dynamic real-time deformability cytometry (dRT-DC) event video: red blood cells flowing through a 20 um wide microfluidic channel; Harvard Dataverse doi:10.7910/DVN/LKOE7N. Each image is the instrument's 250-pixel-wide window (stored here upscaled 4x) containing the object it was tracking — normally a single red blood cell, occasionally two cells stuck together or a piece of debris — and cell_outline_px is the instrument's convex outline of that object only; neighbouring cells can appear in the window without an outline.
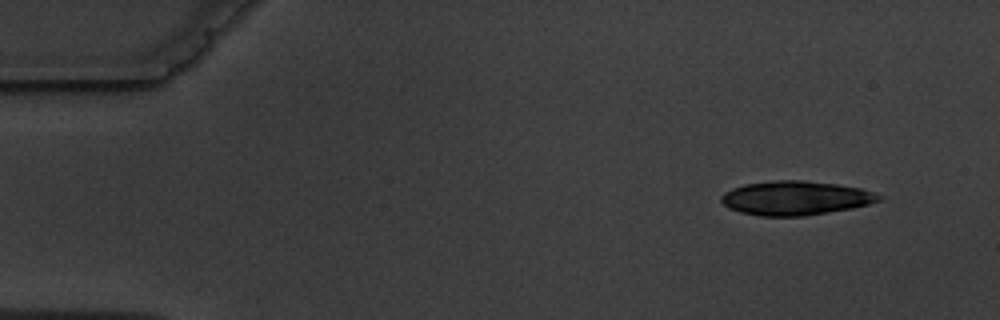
{"species": "common noctule bat (a hibernating species)", "species_latin": "Nyctalus noctula", "temperature_condition": "warm", "stored_images_in_passage": 6, "camera_frame_rate_fps": 3000, "um_per_image_px": 0.085, "animal": {"sex": "male", "body_mass_g": 19.5, "forearm_length_mm": 54.6}, "frame": {"image": 1, "passage_image": 1, "time_ms": 0.0, "image_size_px": [1000, 320], "cell_outline_px": [[884, 196], [880, 200], [868, 204], [852, 208], [804, 216], [760, 216], [740, 212], [728, 208], [720, 200], [720, 196], [724, 192], [732, 188], [744, 184], [776, 180], [804, 180], [836, 184], [860, 188], [876, 192]], "centroid_in_image_um": [67.61, 16.83], "position_along_channel_um": 17.4, "area_um2": 31.44}}
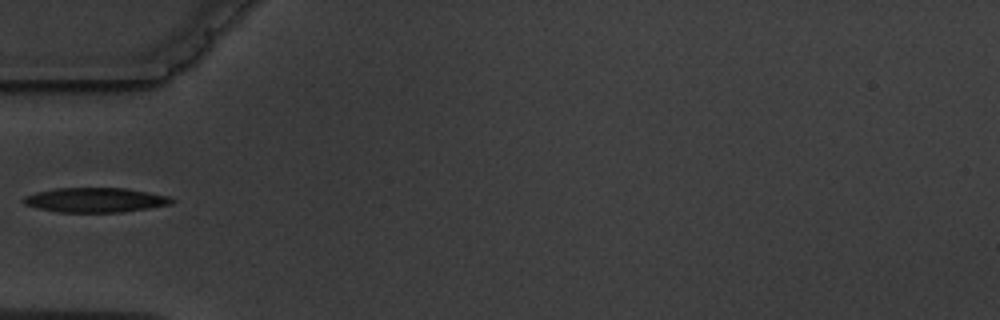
{"frame": {"image": 2, "passage_image": 5, "time_ms": 4.667, "image_size_px": [1000, 320], "cell_outline_px": [[176, 200], [172, 204], [124, 212], [60, 212], [40, 208], [24, 204], [20, 200], [24, 196], [36, 192], [56, 188], [128, 188], [168, 196]], "centroid_in_image_um": [8.11, 16.99], "position_along_channel_um": 76.9, "area_um2": 21.27}}
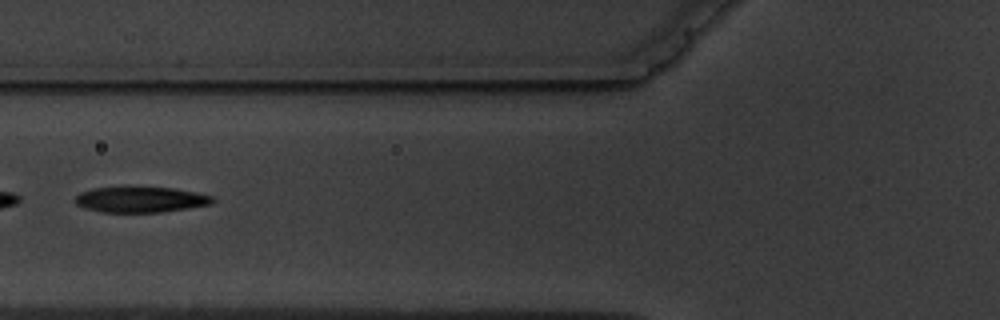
{"frame": {"image": 3, "passage_image": 6, "time_ms": 5.667, "image_size_px": [1000, 320], "cell_outline_px": [[216, 200], [212, 204], [188, 208], [160, 212], [100, 212], [76, 204], [76, 196], [80, 192], [92, 188], [124, 184], [172, 188], [212, 196]], "centroid_in_image_um": [11.91, 16.91], "position_along_channel_um": 113.9, "area_um2": 21.21}}